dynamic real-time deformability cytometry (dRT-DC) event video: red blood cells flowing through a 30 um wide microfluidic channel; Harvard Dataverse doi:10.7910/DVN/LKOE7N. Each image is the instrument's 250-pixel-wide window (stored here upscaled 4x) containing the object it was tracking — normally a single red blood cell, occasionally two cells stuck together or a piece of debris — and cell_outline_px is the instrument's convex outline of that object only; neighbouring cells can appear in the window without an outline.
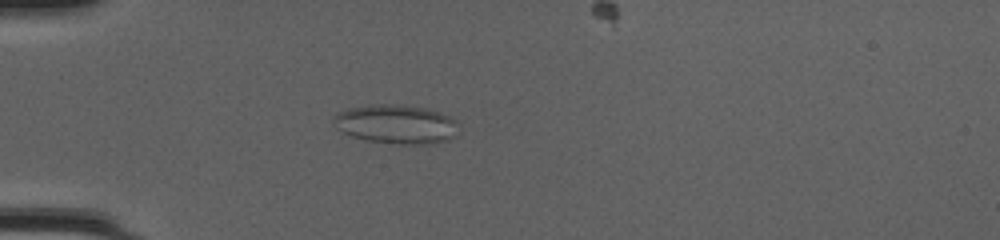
{"species": "common noctule bat (a hibernating species)", "species_latin": "Nyctalus noctula", "temperature_condition": "cold", "stored_images_in_passage": 43, "camera_frame_rate_fps": 3000, "um_per_image_px": 0.085, "animal": {"sex": "female", "body_mass_g": 20.0, "forearm_length_mm": 54.0}, "frame": {"image": 1, "passage_image": 13, "time_ms": 4.0, "image_size_px": [1000, 240], "cell_outline_px": [[460, 124], [456, 136], [436, 144], [396, 144], [364, 140], [352, 136], [336, 128], [332, 120], [332, 116], [336, 112], [348, 108], [368, 104], [404, 104], [428, 108], [440, 112], [456, 120]], "centroid_in_image_um": [33.68, 10.54], "position_along_channel_um": 51.3, "area_um2": 29.19}}
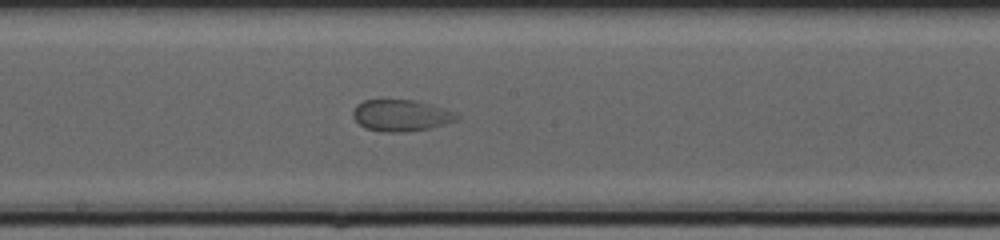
{"frame": {"image": 2, "passage_image": 26, "time_ms": 8.333, "image_size_px": [1000, 240], "cell_outline_px": [[460, 120], [428, 128], [400, 132], [380, 132], [364, 128], [352, 116], [352, 112], [356, 104], [364, 100], [380, 96], [416, 100], [444, 108], [456, 112], [460, 116]], "centroid_in_image_um": [34.05, 9.75], "position_along_channel_um": 214.2, "area_um2": 19.94}}
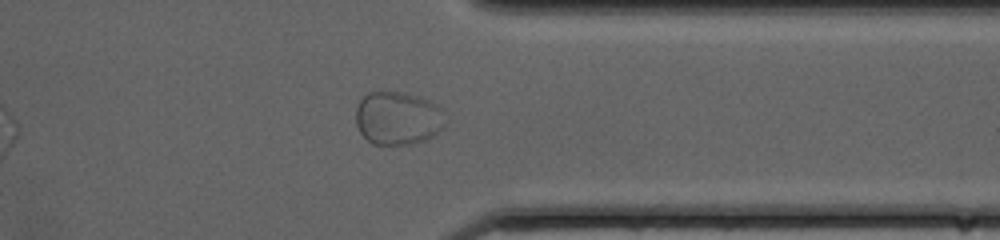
{"frame": {"image": 3, "passage_image": 38, "time_ms": 12.333, "image_size_px": [1000, 240], "cell_outline_px": [[444, 124], [428, 140], [412, 144], [372, 144], [360, 132], [356, 124], [356, 108], [360, 100], [368, 92], [384, 88], [404, 92], [428, 100], [436, 104], [440, 108]], "centroid_in_image_um": [33.75, 10.0], "position_along_channel_um": 377.6, "area_um2": 28.03}}